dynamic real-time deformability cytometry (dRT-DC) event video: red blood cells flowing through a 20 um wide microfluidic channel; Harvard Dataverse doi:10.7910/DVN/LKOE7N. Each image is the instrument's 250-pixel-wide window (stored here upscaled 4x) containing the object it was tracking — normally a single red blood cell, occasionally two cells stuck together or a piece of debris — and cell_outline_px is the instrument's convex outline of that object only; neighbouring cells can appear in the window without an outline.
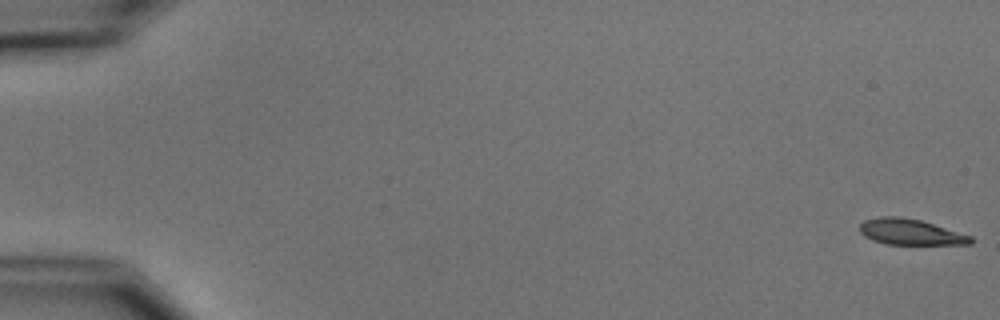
{"species": "common noctule bat (a hibernating species)", "species_latin": "Nyctalus noctula", "temperature_condition": "cold", "stored_images_in_passage": 6, "camera_frame_rate_fps": 3000, "um_per_image_px": 0.085, "animal": {"sex": "male", "body_mass_g": 15.6}, "frame": {"image": 1, "passage_image": 1, "time_ms": 0.0, "image_size_px": [1000, 320], "cell_outline_px": [[972, 244], [888, 244], [872, 240], [864, 236], [860, 232], [860, 224], [864, 220], [880, 216], [900, 216], [920, 220], [972, 236]], "centroid_in_image_um": [77.35, 19.71], "position_along_channel_um": 7.6, "area_um2": 16.59}}
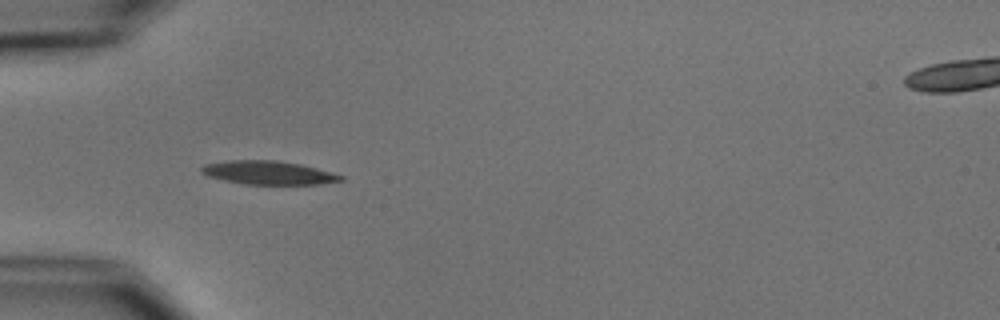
{"frame": {"image": 2, "passage_image": 5, "time_ms": 5.667, "image_size_px": [1000, 320], "cell_outline_px": [[344, 180], [320, 184], [244, 184], [224, 180], [208, 176], [200, 172], [200, 168], [204, 164], [228, 160], [276, 160], [300, 164], [316, 168], [344, 176]], "centroid_in_image_um": [22.78, 14.67], "position_along_channel_um": 62.2, "area_um2": 19.07}}